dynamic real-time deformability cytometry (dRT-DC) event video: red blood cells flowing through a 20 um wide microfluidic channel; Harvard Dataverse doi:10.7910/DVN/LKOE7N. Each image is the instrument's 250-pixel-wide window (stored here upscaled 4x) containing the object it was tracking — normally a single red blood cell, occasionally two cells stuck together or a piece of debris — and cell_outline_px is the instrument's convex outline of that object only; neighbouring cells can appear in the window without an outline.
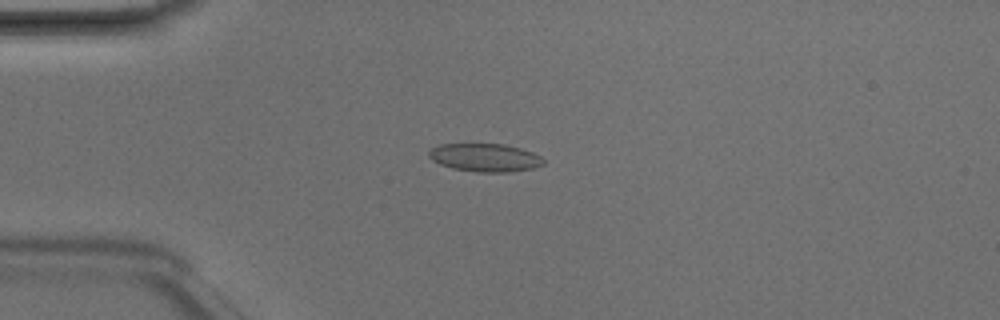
{"species": "Egyptian fruit bat (a non-hibernating species)", "species_latin": "Rousettus aegyptiacus", "temperature_condition": "room temperature", "stored_images_in_passage": 2, "camera_frame_rate_fps": 3000, "um_per_image_px": 0.085, "animal": {"sex": "male"}, "frame": {"image": 1, "passage_image": 2, "time_ms": 0.333, "image_size_px": [1000, 320], "cell_outline_px": [[544, 164], [532, 168], [508, 172], [476, 172], [452, 168], [440, 164], [432, 160], [428, 156], [428, 152], [432, 148], [440, 144], [504, 144], [520, 148], [532, 152], [540, 156], [544, 160]], "centroid_in_image_um": [41.21, 13.39], "position_along_channel_um": 43.8, "area_um2": 18.73}}